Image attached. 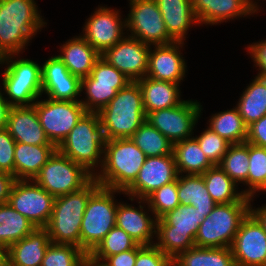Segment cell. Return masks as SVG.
<instances>
[{
  "label": "cell",
  "mask_w": 266,
  "mask_h": 266,
  "mask_svg": "<svg viewBox=\"0 0 266 266\" xmlns=\"http://www.w3.org/2000/svg\"><path fill=\"white\" fill-rule=\"evenodd\" d=\"M35 0H0V55L22 54L47 23ZM41 29V30H40Z\"/></svg>",
  "instance_id": "1"
},
{
  "label": "cell",
  "mask_w": 266,
  "mask_h": 266,
  "mask_svg": "<svg viewBox=\"0 0 266 266\" xmlns=\"http://www.w3.org/2000/svg\"><path fill=\"white\" fill-rule=\"evenodd\" d=\"M98 115L105 140L130 138L146 120L139 83L132 81L119 90Z\"/></svg>",
  "instance_id": "2"
},
{
  "label": "cell",
  "mask_w": 266,
  "mask_h": 266,
  "mask_svg": "<svg viewBox=\"0 0 266 266\" xmlns=\"http://www.w3.org/2000/svg\"><path fill=\"white\" fill-rule=\"evenodd\" d=\"M146 158L130 138L105 140L103 164L94 179L102 187L125 191L136 179Z\"/></svg>",
  "instance_id": "3"
},
{
  "label": "cell",
  "mask_w": 266,
  "mask_h": 266,
  "mask_svg": "<svg viewBox=\"0 0 266 266\" xmlns=\"http://www.w3.org/2000/svg\"><path fill=\"white\" fill-rule=\"evenodd\" d=\"M104 143L98 112H86L57 150L95 176L103 164Z\"/></svg>",
  "instance_id": "4"
},
{
  "label": "cell",
  "mask_w": 266,
  "mask_h": 266,
  "mask_svg": "<svg viewBox=\"0 0 266 266\" xmlns=\"http://www.w3.org/2000/svg\"><path fill=\"white\" fill-rule=\"evenodd\" d=\"M205 216L192 205H179L156 223L154 244L171 260L195 247V237Z\"/></svg>",
  "instance_id": "5"
},
{
  "label": "cell",
  "mask_w": 266,
  "mask_h": 266,
  "mask_svg": "<svg viewBox=\"0 0 266 266\" xmlns=\"http://www.w3.org/2000/svg\"><path fill=\"white\" fill-rule=\"evenodd\" d=\"M101 185L93 178L81 190L56 197L45 227L50 241L80 247V228L89 197Z\"/></svg>",
  "instance_id": "6"
},
{
  "label": "cell",
  "mask_w": 266,
  "mask_h": 266,
  "mask_svg": "<svg viewBox=\"0 0 266 266\" xmlns=\"http://www.w3.org/2000/svg\"><path fill=\"white\" fill-rule=\"evenodd\" d=\"M253 201L245 195L238 202L216 204L212 212L199 225L195 246L231 248L241 222L250 213V205Z\"/></svg>",
  "instance_id": "7"
},
{
  "label": "cell",
  "mask_w": 266,
  "mask_h": 266,
  "mask_svg": "<svg viewBox=\"0 0 266 266\" xmlns=\"http://www.w3.org/2000/svg\"><path fill=\"white\" fill-rule=\"evenodd\" d=\"M0 64L6 65L2 74L4 90L1 88V91L7 103L11 107L33 106L42 97L41 65L28 58H20L19 54L4 56Z\"/></svg>",
  "instance_id": "8"
},
{
  "label": "cell",
  "mask_w": 266,
  "mask_h": 266,
  "mask_svg": "<svg viewBox=\"0 0 266 266\" xmlns=\"http://www.w3.org/2000/svg\"><path fill=\"white\" fill-rule=\"evenodd\" d=\"M116 193L124 194V191L100 186L88 199L80 228V248L86 254L91 253L116 225Z\"/></svg>",
  "instance_id": "9"
},
{
  "label": "cell",
  "mask_w": 266,
  "mask_h": 266,
  "mask_svg": "<svg viewBox=\"0 0 266 266\" xmlns=\"http://www.w3.org/2000/svg\"><path fill=\"white\" fill-rule=\"evenodd\" d=\"M93 178L82 165L56 150L33 181L56 198L81 190Z\"/></svg>",
  "instance_id": "10"
},
{
  "label": "cell",
  "mask_w": 266,
  "mask_h": 266,
  "mask_svg": "<svg viewBox=\"0 0 266 266\" xmlns=\"http://www.w3.org/2000/svg\"><path fill=\"white\" fill-rule=\"evenodd\" d=\"M130 82L125 74L100 57L90 75L81 79V92L84 89L86 96L80 102L87 112H99Z\"/></svg>",
  "instance_id": "11"
},
{
  "label": "cell",
  "mask_w": 266,
  "mask_h": 266,
  "mask_svg": "<svg viewBox=\"0 0 266 266\" xmlns=\"http://www.w3.org/2000/svg\"><path fill=\"white\" fill-rule=\"evenodd\" d=\"M129 1L130 11L126 18L128 36L150 46L175 42L167 32L164 19L155 0Z\"/></svg>",
  "instance_id": "12"
},
{
  "label": "cell",
  "mask_w": 266,
  "mask_h": 266,
  "mask_svg": "<svg viewBox=\"0 0 266 266\" xmlns=\"http://www.w3.org/2000/svg\"><path fill=\"white\" fill-rule=\"evenodd\" d=\"M46 136L56 147L87 112L80 100L63 101L39 98L33 105Z\"/></svg>",
  "instance_id": "13"
},
{
  "label": "cell",
  "mask_w": 266,
  "mask_h": 266,
  "mask_svg": "<svg viewBox=\"0 0 266 266\" xmlns=\"http://www.w3.org/2000/svg\"><path fill=\"white\" fill-rule=\"evenodd\" d=\"M202 105L197 100H184L181 104L146 114V120L173 144L194 137L193 130L201 118Z\"/></svg>",
  "instance_id": "14"
},
{
  "label": "cell",
  "mask_w": 266,
  "mask_h": 266,
  "mask_svg": "<svg viewBox=\"0 0 266 266\" xmlns=\"http://www.w3.org/2000/svg\"><path fill=\"white\" fill-rule=\"evenodd\" d=\"M54 199L33 180H15L7 202L36 228H45L52 214Z\"/></svg>",
  "instance_id": "15"
},
{
  "label": "cell",
  "mask_w": 266,
  "mask_h": 266,
  "mask_svg": "<svg viewBox=\"0 0 266 266\" xmlns=\"http://www.w3.org/2000/svg\"><path fill=\"white\" fill-rule=\"evenodd\" d=\"M119 12L100 6L85 21L81 36L100 54L126 35V17L123 19Z\"/></svg>",
  "instance_id": "16"
},
{
  "label": "cell",
  "mask_w": 266,
  "mask_h": 266,
  "mask_svg": "<svg viewBox=\"0 0 266 266\" xmlns=\"http://www.w3.org/2000/svg\"><path fill=\"white\" fill-rule=\"evenodd\" d=\"M178 177L174 155L147 157L134 182L124 191L129 200L146 199L155 190Z\"/></svg>",
  "instance_id": "17"
},
{
  "label": "cell",
  "mask_w": 266,
  "mask_h": 266,
  "mask_svg": "<svg viewBox=\"0 0 266 266\" xmlns=\"http://www.w3.org/2000/svg\"><path fill=\"white\" fill-rule=\"evenodd\" d=\"M150 48V45L125 35L113 47L106 49L101 57L130 80L137 81L147 74Z\"/></svg>",
  "instance_id": "18"
},
{
  "label": "cell",
  "mask_w": 266,
  "mask_h": 266,
  "mask_svg": "<svg viewBox=\"0 0 266 266\" xmlns=\"http://www.w3.org/2000/svg\"><path fill=\"white\" fill-rule=\"evenodd\" d=\"M231 250L236 266H266V233L251 213L241 222Z\"/></svg>",
  "instance_id": "19"
},
{
  "label": "cell",
  "mask_w": 266,
  "mask_h": 266,
  "mask_svg": "<svg viewBox=\"0 0 266 266\" xmlns=\"http://www.w3.org/2000/svg\"><path fill=\"white\" fill-rule=\"evenodd\" d=\"M41 65L42 94L54 100H79L81 79L69 72L58 55L50 57Z\"/></svg>",
  "instance_id": "20"
},
{
  "label": "cell",
  "mask_w": 266,
  "mask_h": 266,
  "mask_svg": "<svg viewBox=\"0 0 266 266\" xmlns=\"http://www.w3.org/2000/svg\"><path fill=\"white\" fill-rule=\"evenodd\" d=\"M184 45V42L175 41L165 45H153V50L151 46L146 77L181 84L187 72V62L181 55Z\"/></svg>",
  "instance_id": "21"
},
{
  "label": "cell",
  "mask_w": 266,
  "mask_h": 266,
  "mask_svg": "<svg viewBox=\"0 0 266 266\" xmlns=\"http://www.w3.org/2000/svg\"><path fill=\"white\" fill-rule=\"evenodd\" d=\"M136 200L139 208L131 204L118 202L116 226L123 229L137 244L153 245L155 241L152 240L156 238L154 236H156L157 218L145 199L137 198ZM146 205L147 207H145ZM149 212L153 215L152 217Z\"/></svg>",
  "instance_id": "22"
},
{
  "label": "cell",
  "mask_w": 266,
  "mask_h": 266,
  "mask_svg": "<svg viewBox=\"0 0 266 266\" xmlns=\"http://www.w3.org/2000/svg\"><path fill=\"white\" fill-rule=\"evenodd\" d=\"M6 129L16 142L30 145H54L46 136L34 106L11 107Z\"/></svg>",
  "instance_id": "23"
},
{
  "label": "cell",
  "mask_w": 266,
  "mask_h": 266,
  "mask_svg": "<svg viewBox=\"0 0 266 266\" xmlns=\"http://www.w3.org/2000/svg\"><path fill=\"white\" fill-rule=\"evenodd\" d=\"M199 25H217L255 13L246 0H191Z\"/></svg>",
  "instance_id": "24"
},
{
  "label": "cell",
  "mask_w": 266,
  "mask_h": 266,
  "mask_svg": "<svg viewBox=\"0 0 266 266\" xmlns=\"http://www.w3.org/2000/svg\"><path fill=\"white\" fill-rule=\"evenodd\" d=\"M50 243L48 231L36 228L7 249V266H41Z\"/></svg>",
  "instance_id": "25"
},
{
  "label": "cell",
  "mask_w": 266,
  "mask_h": 266,
  "mask_svg": "<svg viewBox=\"0 0 266 266\" xmlns=\"http://www.w3.org/2000/svg\"><path fill=\"white\" fill-rule=\"evenodd\" d=\"M58 57L72 75L83 79L90 75L101 54L79 35L72 37L60 46Z\"/></svg>",
  "instance_id": "26"
},
{
  "label": "cell",
  "mask_w": 266,
  "mask_h": 266,
  "mask_svg": "<svg viewBox=\"0 0 266 266\" xmlns=\"http://www.w3.org/2000/svg\"><path fill=\"white\" fill-rule=\"evenodd\" d=\"M168 34L175 41H186L188 30L194 24L199 26L191 0H155Z\"/></svg>",
  "instance_id": "27"
},
{
  "label": "cell",
  "mask_w": 266,
  "mask_h": 266,
  "mask_svg": "<svg viewBox=\"0 0 266 266\" xmlns=\"http://www.w3.org/2000/svg\"><path fill=\"white\" fill-rule=\"evenodd\" d=\"M142 91L143 104L146 114L175 107L184 100L181 99V90L178 83L162 81L144 77L137 80Z\"/></svg>",
  "instance_id": "28"
},
{
  "label": "cell",
  "mask_w": 266,
  "mask_h": 266,
  "mask_svg": "<svg viewBox=\"0 0 266 266\" xmlns=\"http://www.w3.org/2000/svg\"><path fill=\"white\" fill-rule=\"evenodd\" d=\"M56 150L55 145H30L16 142L14 151L15 180H33Z\"/></svg>",
  "instance_id": "29"
},
{
  "label": "cell",
  "mask_w": 266,
  "mask_h": 266,
  "mask_svg": "<svg viewBox=\"0 0 266 266\" xmlns=\"http://www.w3.org/2000/svg\"><path fill=\"white\" fill-rule=\"evenodd\" d=\"M177 193L181 205H192L205 217L217 204L208 193L202 175L178 174Z\"/></svg>",
  "instance_id": "30"
},
{
  "label": "cell",
  "mask_w": 266,
  "mask_h": 266,
  "mask_svg": "<svg viewBox=\"0 0 266 266\" xmlns=\"http://www.w3.org/2000/svg\"><path fill=\"white\" fill-rule=\"evenodd\" d=\"M173 155L178 174L202 175L214 166L194 137L173 144Z\"/></svg>",
  "instance_id": "31"
},
{
  "label": "cell",
  "mask_w": 266,
  "mask_h": 266,
  "mask_svg": "<svg viewBox=\"0 0 266 266\" xmlns=\"http://www.w3.org/2000/svg\"><path fill=\"white\" fill-rule=\"evenodd\" d=\"M254 78L235 106L247 127L266 115V78Z\"/></svg>",
  "instance_id": "32"
},
{
  "label": "cell",
  "mask_w": 266,
  "mask_h": 266,
  "mask_svg": "<svg viewBox=\"0 0 266 266\" xmlns=\"http://www.w3.org/2000/svg\"><path fill=\"white\" fill-rule=\"evenodd\" d=\"M36 227L8 202L0 204V245L8 249L12 244L32 233Z\"/></svg>",
  "instance_id": "33"
},
{
  "label": "cell",
  "mask_w": 266,
  "mask_h": 266,
  "mask_svg": "<svg viewBox=\"0 0 266 266\" xmlns=\"http://www.w3.org/2000/svg\"><path fill=\"white\" fill-rule=\"evenodd\" d=\"M172 266H236L231 248L192 247L172 261Z\"/></svg>",
  "instance_id": "34"
},
{
  "label": "cell",
  "mask_w": 266,
  "mask_h": 266,
  "mask_svg": "<svg viewBox=\"0 0 266 266\" xmlns=\"http://www.w3.org/2000/svg\"><path fill=\"white\" fill-rule=\"evenodd\" d=\"M202 177L211 198L217 204H228L240 201L245 194L238 190L236 184L218 165L206 170Z\"/></svg>",
  "instance_id": "35"
},
{
  "label": "cell",
  "mask_w": 266,
  "mask_h": 266,
  "mask_svg": "<svg viewBox=\"0 0 266 266\" xmlns=\"http://www.w3.org/2000/svg\"><path fill=\"white\" fill-rule=\"evenodd\" d=\"M208 121V127L229 143L241 144L246 142L247 126L236 107L215 113Z\"/></svg>",
  "instance_id": "36"
},
{
  "label": "cell",
  "mask_w": 266,
  "mask_h": 266,
  "mask_svg": "<svg viewBox=\"0 0 266 266\" xmlns=\"http://www.w3.org/2000/svg\"><path fill=\"white\" fill-rule=\"evenodd\" d=\"M130 139L144 152L146 157L173 154V143L147 121L136 130Z\"/></svg>",
  "instance_id": "37"
},
{
  "label": "cell",
  "mask_w": 266,
  "mask_h": 266,
  "mask_svg": "<svg viewBox=\"0 0 266 266\" xmlns=\"http://www.w3.org/2000/svg\"><path fill=\"white\" fill-rule=\"evenodd\" d=\"M218 166L236 183L247 186L249 143L231 144Z\"/></svg>",
  "instance_id": "38"
},
{
  "label": "cell",
  "mask_w": 266,
  "mask_h": 266,
  "mask_svg": "<svg viewBox=\"0 0 266 266\" xmlns=\"http://www.w3.org/2000/svg\"><path fill=\"white\" fill-rule=\"evenodd\" d=\"M86 253L75 245L50 243L41 266H83Z\"/></svg>",
  "instance_id": "39"
},
{
  "label": "cell",
  "mask_w": 266,
  "mask_h": 266,
  "mask_svg": "<svg viewBox=\"0 0 266 266\" xmlns=\"http://www.w3.org/2000/svg\"><path fill=\"white\" fill-rule=\"evenodd\" d=\"M137 245L130 235L115 225L90 254L104 261L111 255L134 249Z\"/></svg>",
  "instance_id": "40"
},
{
  "label": "cell",
  "mask_w": 266,
  "mask_h": 266,
  "mask_svg": "<svg viewBox=\"0 0 266 266\" xmlns=\"http://www.w3.org/2000/svg\"><path fill=\"white\" fill-rule=\"evenodd\" d=\"M266 178V148L249 143V170L247 176V189L242 192L250 197L264 182Z\"/></svg>",
  "instance_id": "41"
},
{
  "label": "cell",
  "mask_w": 266,
  "mask_h": 266,
  "mask_svg": "<svg viewBox=\"0 0 266 266\" xmlns=\"http://www.w3.org/2000/svg\"><path fill=\"white\" fill-rule=\"evenodd\" d=\"M145 200L157 219L174 210L180 205L177 193V179L155 190Z\"/></svg>",
  "instance_id": "42"
},
{
  "label": "cell",
  "mask_w": 266,
  "mask_h": 266,
  "mask_svg": "<svg viewBox=\"0 0 266 266\" xmlns=\"http://www.w3.org/2000/svg\"><path fill=\"white\" fill-rule=\"evenodd\" d=\"M194 138L198 141L201 150L213 165L220 163L231 145V143L220 137L208 126L199 136L196 135Z\"/></svg>",
  "instance_id": "43"
},
{
  "label": "cell",
  "mask_w": 266,
  "mask_h": 266,
  "mask_svg": "<svg viewBox=\"0 0 266 266\" xmlns=\"http://www.w3.org/2000/svg\"><path fill=\"white\" fill-rule=\"evenodd\" d=\"M135 266H172V261L155 244H138Z\"/></svg>",
  "instance_id": "44"
},
{
  "label": "cell",
  "mask_w": 266,
  "mask_h": 266,
  "mask_svg": "<svg viewBox=\"0 0 266 266\" xmlns=\"http://www.w3.org/2000/svg\"><path fill=\"white\" fill-rule=\"evenodd\" d=\"M16 141L4 128L0 130V171L14 176V151Z\"/></svg>",
  "instance_id": "45"
},
{
  "label": "cell",
  "mask_w": 266,
  "mask_h": 266,
  "mask_svg": "<svg viewBox=\"0 0 266 266\" xmlns=\"http://www.w3.org/2000/svg\"><path fill=\"white\" fill-rule=\"evenodd\" d=\"M246 49L255 63V67H258L259 72L257 75L266 78V40L253 42Z\"/></svg>",
  "instance_id": "46"
},
{
  "label": "cell",
  "mask_w": 266,
  "mask_h": 266,
  "mask_svg": "<svg viewBox=\"0 0 266 266\" xmlns=\"http://www.w3.org/2000/svg\"><path fill=\"white\" fill-rule=\"evenodd\" d=\"M246 142L266 148V115L247 127Z\"/></svg>",
  "instance_id": "47"
},
{
  "label": "cell",
  "mask_w": 266,
  "mask_h": 266,
  "mask_svg": "<svg viewBox=\"0 0 266 266\" xmlns=\"http://www.w3.org/2000/svg\"><path fill=\"white\" fill-rule=\"evenodd\" d=\"M136 257L137 246L134 249L111 255L104 262L109 266H135Z\"/></svg>",
  "instance_id": "48"
},
{
  "label": "cell",
  "mask_w": 266,
  "mask_h": 266,
  "mask_svg": "<svg viewBox=\"0 0 266 266\" xmlns=\"http://www.w3.org/2000/svg\"><path fill=\"white\" fill-rule=\"evenodd\" d=\"M15 178L13 175L0 171V204L8 201L10 190Z\"/></svg>",
  "instance_id": "49"
},
{
  "label": "cell",
  "mask_w": 266,
  "mask_h": 266,
  "mask_svg": "<svg viewBox=\"0 0 266 266\" xmlns=\"http://www.w3.org/2000/svg\"><path fill=\"white\" fill-rule=\"evenodd\" d=\"M11 106L5 100L0 88V130L6 128L8 113Z\"/></svg>",
  "instance_id": "50"
},
{
  "label": "cell",
  "mask_w": 266,
  "mask_h": 266,
  "mask_svg": "<svg viewBox=\"0 0 266 266\" xmlns=\"http://www.w3.org/2000/svg\"><path fill=\"white\" fill-rule=\"evenodd\" d=\"M264 205L258 208H255L252 205H250V213L259 221V223L263 226L264 231L266 233V204Z\"/></svg>",
  "instance_id": "51"
},
{
  "label": "cell",
  "mask_w": 266,
  "mask_h": 266,
  "mask_svg": "<svg viewBox=\"0 0 266 266\" xmlns=\"http://www.w3.org/2000/svg\"><path fill=\"white\" fill-rule=\"evenodd\" d=\"M83 266H109L103 260L94 258L90 253L86 255Z\"/></svg>",
  "instance_id": "52"
},
{
  "label": "cell",
  "mask_w": 266,
  "mask_h": 266,
  "mask_svg": "<svg viewBox=\"0 0 266 266\" xmlns=\"http://www.w3.org/2000/svg\"><path fill=\"white\" fill-rule=\"evenodd\" d=\"M0 266H7V249L0 245Z\"/></svg>",
  "instance_id": "53"
},
{
  "label": "cell",
  "mask_w": 266,
  "mask_h": 266,
  "mask_svg": "<svg viewBox=\"0 0 266 266\" xmlns=\"http://www.w3.org/2000/svg\"><path fill=\"white\" fill-rule=\"evenodd\" d=\"M247 1V4H248V6H249V8L254 12V13H258V11H260L259 9V5H258V3L255 1L254 2V0H246ZM260 1V0H259Z\"/></svg>",
  "instance_id": "54"
},
{
  "label": "cell",
  "mask_w": 266,
  "mask_h": 266,
  "mask_svg": "<svg viewBox=\"0 0 266 266\" xmlns=\"http://www.w3.org/2000/svg\"><path fill=\"white\" fill-rule=\"evenodd\" d=\"M265 191L266 192V178L265 182L250 196V198L253 200V198L257 195V192Z\"/></svg>",
  "instance_id": "55"
}]
</instances>
